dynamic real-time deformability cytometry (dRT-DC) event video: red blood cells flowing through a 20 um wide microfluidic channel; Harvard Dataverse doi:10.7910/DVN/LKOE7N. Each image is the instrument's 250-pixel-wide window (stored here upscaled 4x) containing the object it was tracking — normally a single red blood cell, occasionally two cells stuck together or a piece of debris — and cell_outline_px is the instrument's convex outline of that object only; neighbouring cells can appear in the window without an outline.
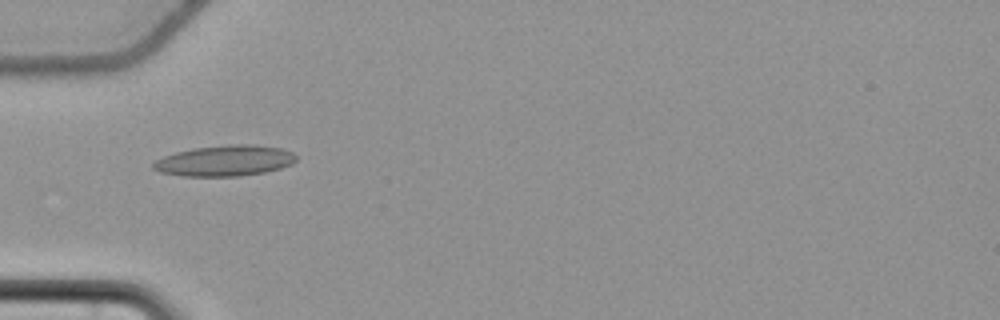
{"species": "common noctule bat (a hibernating species)", "species_latin": "Nyctalus noctula", "temperature_condition": "cold", "stored_images_in_passage": 38, "camera_frame_rate_fps": 3000, "um_per_image_px": 0.085, "animal": {"sex": "female", "body_mass_g": 22.7, "forearm_length_mm": 54.2}, "frame": {"image": 1, "passage_image": 1, "time_ms": 0.0, "image_size_px": [1000, 320], "cell_outline_px": [[296, 160], [292, 164], [280, 168], [264, 172], [240, 176], [184, 176], [160, 172], [152, 168], [152, 164], [156, 160], [164, 156], [176, 152], [192, 148], [228, 144], [252, 144], [280, 148], [292, 152], [296, 156]], "centroid_in_image_um": [19.1, 13.65], "position_along_channel_um": 65.9, "area_um2": 25.66}}
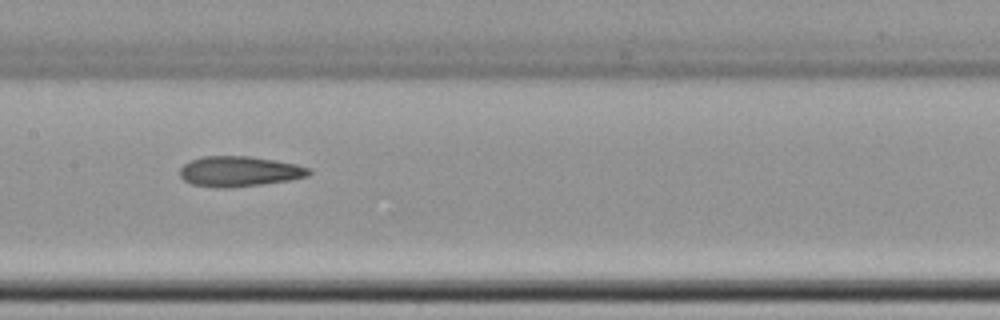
{"frame": {"image": 2, "passage_image": 11, "time_ms": 3.333, "image_size_px": [1000, 320], "cell_outline_px": [[312, 172], [308, 176], [292, 180], [228, 188], [220, 188], [192, 184], [184, 180], [180, 176], [180, 168], [184, 164], [200, 156], [248, 156], [276, 160], [296, 164], [312, 168]], "centroid_in_image_um": [20.37, 14.56], "position_along_channel_um": 187.0, "area_um2": 22.89}}
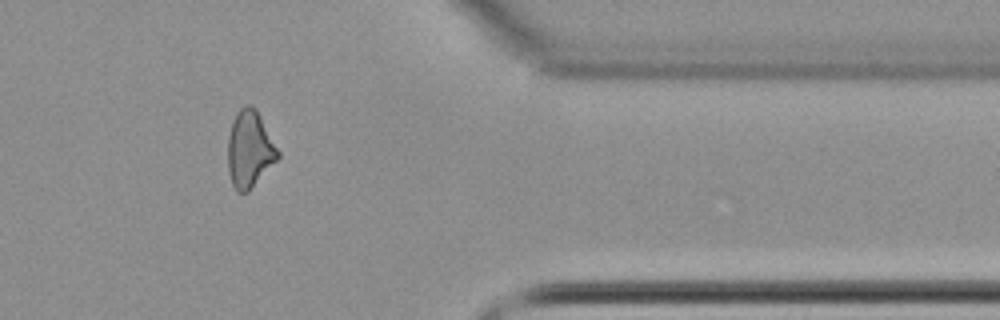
{"frame": {"image": 3, "passage_image": 29, "time_ms": 9.333, "image_size_px": [1000, 320], "cell_outline_px": [[280, 156], [248, 192], [236, 192], [232, 184], [228, 172], [228, 136], [232, 120], [236, 112], [244, 104], [252, 104], [256, 108], [280, 152]], "centroid_in_image_um": [21.2, 12.66], "position_along_channel_um": 390.2, "area_um2": 22.54}, "authors_computed_cell_mechanics": {"area_um2": 22.5998, "velocity_mm_per_s": 3.6858, "shape_relaxation_time_tau1_ms": null, "shape_relaxation_time_tau2_ms": 5.3402, "deformation_change_tau1": null, "deformation_change_tau2": 0.1667}}